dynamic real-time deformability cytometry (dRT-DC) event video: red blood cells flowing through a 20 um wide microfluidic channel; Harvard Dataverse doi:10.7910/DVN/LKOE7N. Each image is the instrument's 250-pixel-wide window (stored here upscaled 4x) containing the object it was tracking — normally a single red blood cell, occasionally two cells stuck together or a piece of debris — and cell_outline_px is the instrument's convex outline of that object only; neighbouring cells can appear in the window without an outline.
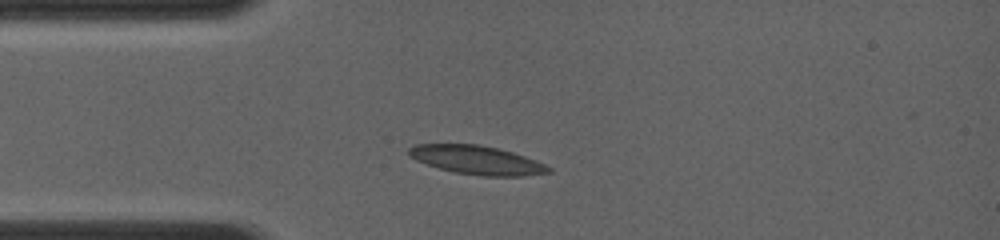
{"species": "common noctule bat (a hibernating species)", "species_latin": "Nyctalus noctula", "temperature_condition": "room temperature", "stored_images_in_passage": 24, "camera_frame_rate_fps": 4000, "um_per_image_px": 0.085, "animal": {"sex": "female", "body_mass_g": 19.0, "forearm_length_mm": 56.7}, "frame": {"image": 1, "passage_image": 7, "time_ms": 1.75, "image_size_px": [1000, 240], "cell_outline_px": [[552, 172], [524, 176], [484, 176], [452, 172], [416, 160], [408, 156], [408, 148], [416, 144], [480, 144], [512, 152], [536, 160], [552, 168]], "centroid_in_image_um": [40.54, 13.6], "position_along_channel_um": 44.5, "area_um2": 23.35}}
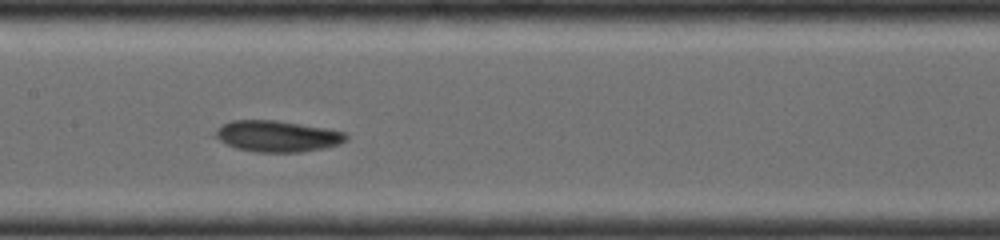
{"frame": {"image": 2, "passage_image": 17, "time_ms": 5.25, "image_size_px": [1000, 240], "cell_outline_px": [[348, 140], [340, 144], [324, 148], [300, 152], [256, 152], [236, 148], [220, 140], [216, 136], [216, 132], [224, 124], [232, 120], [276, 120], [324, 128], [344, 132], [348, 136]], "centroid_in_image_um": [23.62, 11.58], "position_along_channel_um": 183.8, "area_um2": 23.47}}
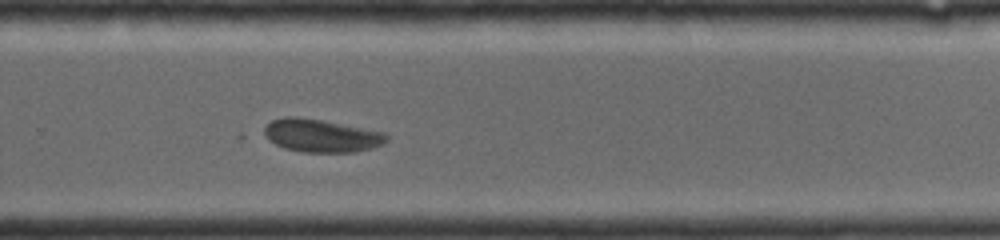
{"frame": {"image": 3, "passage_image": 24, "time_ms": 8.0, "image_size_px": [1000, 240], "cell_outline_px": [[388, 140], [384, 144], [372, 148], [356, 152], [304, 152], [284, 148], [260, 136], [264, 128], [272, 120], [288, 116], [292, 116], [320, 120], [388, 132]], "centroid_in_image_um": [27.32, 11.54], "position_along_channel_um": 302.5, "area_um2": 23.76}}